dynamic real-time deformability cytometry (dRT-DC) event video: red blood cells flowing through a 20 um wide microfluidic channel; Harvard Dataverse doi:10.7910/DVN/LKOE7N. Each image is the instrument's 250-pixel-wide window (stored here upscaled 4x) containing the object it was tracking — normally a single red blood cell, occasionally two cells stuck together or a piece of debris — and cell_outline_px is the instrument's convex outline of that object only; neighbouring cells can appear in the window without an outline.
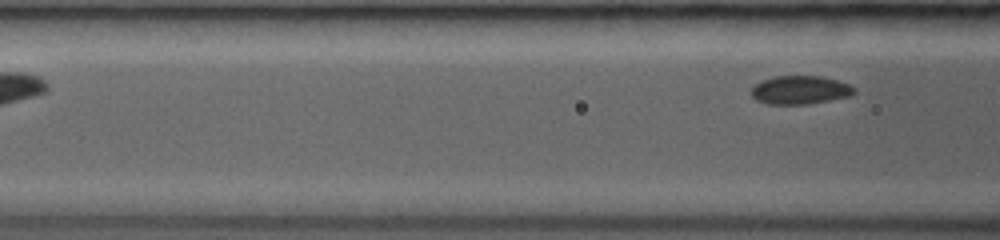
{"species": "common noctule bat (a hibernating species)", "species_latin": "Nyctalus noctula", "temperature_condition": "room temperature", "stored_images_in_passage": 5, "segment_of_instrument_passage": [2, 2], "camera_frame_rate_fps": 3000, "um_per_image_px": 0.085, "animal": {"sex": "female", "body_mass_g": 19.0, "forearm_length_mm": 53.3}, "frame": {"image": 1, "passage_image": 5, "time_ms": 3.667, "image_size_px": [1000, 240], "cell_outline_px": [[856, 92], [848, 96], [808, 104], [768, 104], [756, 100], [752, 96], [752, 88], [756, 84], [772, 76], [820, 76], [836, 80], [848, 84], [856, 88]], "centroid_in_image_um": [68.0, 7.65], "position_along_channel_um": 98.6, "area_um2": 16.88}}